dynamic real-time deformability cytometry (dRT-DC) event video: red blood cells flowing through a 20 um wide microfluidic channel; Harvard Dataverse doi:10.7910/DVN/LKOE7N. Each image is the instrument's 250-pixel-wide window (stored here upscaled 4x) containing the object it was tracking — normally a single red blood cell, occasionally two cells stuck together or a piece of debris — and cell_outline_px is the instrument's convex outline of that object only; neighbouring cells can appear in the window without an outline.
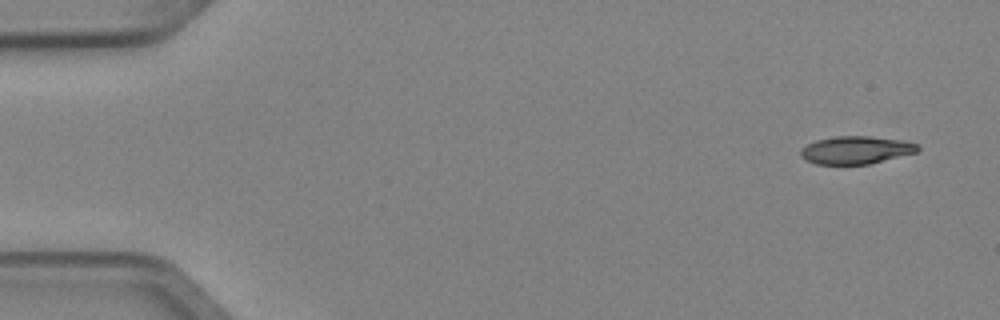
{"species": "Egyptian fruit bat (a non-hibernating species)", "species_latin": "Rousettus aegyptiacus", "temperature_condition": "cold", "stored_images_in_passage": 5, "camera_frame_rate_fps": 3000, "um_per_image_px": 0.085, "animal": {"sex": "female"}, "frame": {"image": 1, "passage_image": 1, "time_ms": 0.0, "image_size_px": [1000, 320], "cell_outline_px": [[920, 148], [916, 152], [868, 164], [816, 164], [800, 156], [800, 148], [816, 140], [836, 136], [868, 136], [904, 140], [916, 144]], "centroid_in_image_um": [72.73, 12.74], "position_along_channel_um": 12.3, "area_um2": 18.79}}
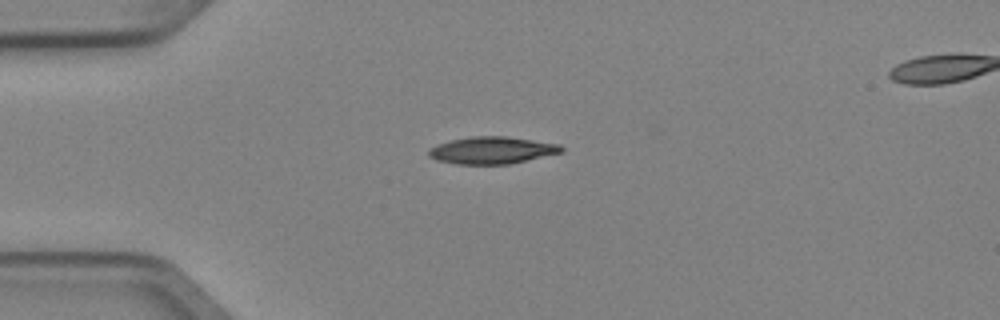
{"frame": {"image": 2, "passage_image": 3, "time_ms": 0.667, "image_size_px": [1000, 320], "cell_outline_px": [[564, 148], [560, 152], [508, 164], [456, 164], [436, 160], [428, 156], [428, 152], [432, 148], [440, 144], [452, 140], [472, 136], [504, 136], [560, 144]], "centroid_in_image_um": [41.8, 12.77], "position_along_channel_um": 43.2, "area_um2": 20.52}}
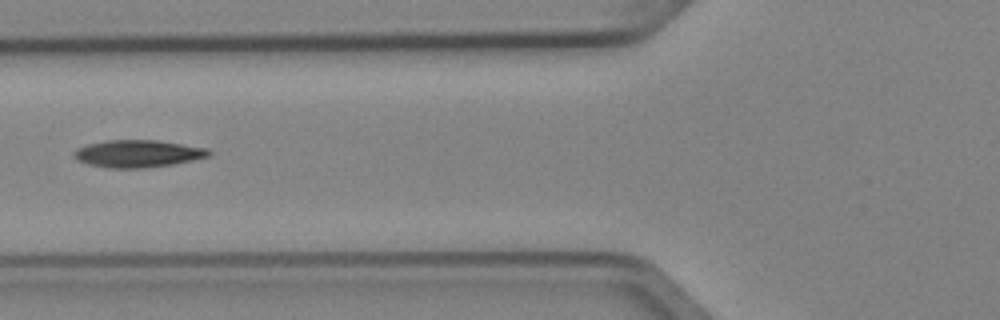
{"frame": {"image": 3, "passage_image": 5, "time_ms": 1.333, "image_size_px": [1000, 320], "cell_outline_px": [[212, 152], [208, 156], [192, 160], [172, 164], [144, 168], [108, 168], [88, 164], [76, 160], [72, 156], [72, 152], [76, 148], [88, 144], [104, 140], [160, 140], [208, 148]], "centroid_in_image_um": [11.67, 13.05], "position_along_channel_um": 114.1, "area_um2": 21.68}}